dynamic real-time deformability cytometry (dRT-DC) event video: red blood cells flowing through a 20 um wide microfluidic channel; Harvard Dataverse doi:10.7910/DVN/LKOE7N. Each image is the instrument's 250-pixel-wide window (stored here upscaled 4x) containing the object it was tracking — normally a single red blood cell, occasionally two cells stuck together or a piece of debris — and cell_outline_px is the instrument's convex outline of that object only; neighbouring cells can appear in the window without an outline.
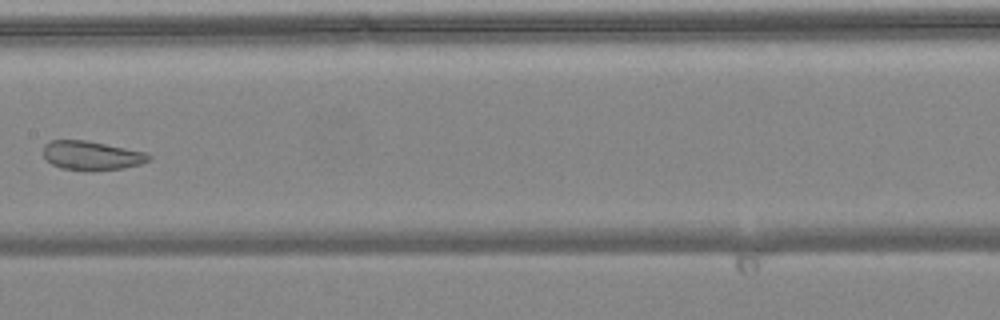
{"species": "common noctule bat (a hibernating species)", "species_latin": "Nyctalus noctula", "temperature_condition": "warm", "stored_images_in_passage": 7, "camera_frame_rate_fps": 3000, "um_per_image_px": 0.085, "animal": {"sex": "female", "body_mass_g": 24.6, "forearm_length_mm": 56.2}, "frame": {"image": 1, "passage_image": 7, "time_ms": 2.0, "image_size_px": [1000, 320], "cell_outline_px": [[152, 160], [140, 164], [124, 168], [88, 172], [60, 168], [52, 164], [44, 156], [44, 144], [48, 140], [88, 140], [144, 152], [152, 156]], "centroid_in_image_um": [7.79, 13.23], "position_along_channel_um": 199.6, "area_um2": 18.15}}